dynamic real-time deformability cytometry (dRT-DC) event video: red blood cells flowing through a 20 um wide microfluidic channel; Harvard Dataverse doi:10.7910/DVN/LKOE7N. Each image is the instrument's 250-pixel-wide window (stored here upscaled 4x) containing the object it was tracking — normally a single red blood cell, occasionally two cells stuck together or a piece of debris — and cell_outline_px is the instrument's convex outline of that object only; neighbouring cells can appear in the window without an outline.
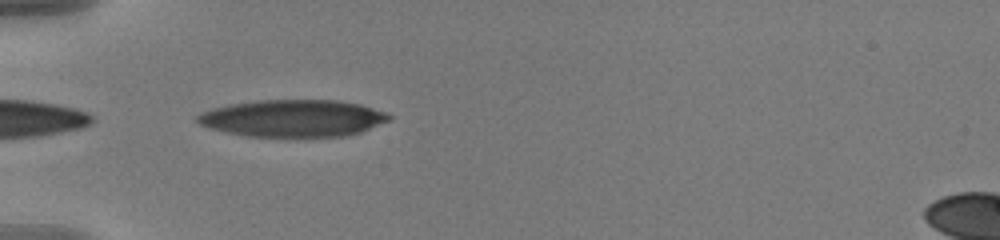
{"species": "human", "species_latin": "Homo sapiens", "temperature_condition": "warm", "stored_images_in_passage": 38, "camera_frame_rate_fps": 3000, "um_per_image_px": 0.085, "donor": {"sex": "male"}, "frame": {"image": 1, "passage_image": 1, "time_ms": 0.0, "image_size_px": [1000, 240], "cell_outline_px": [[392, 116], [388, 120], [360, 132], [344, 136], [248, 136], [224, 132], [208, 128], [200, 124], [196, 120], [196, 116], [212, 108], [232, 104], [256, 100], [336, 100], [360, 104], [384, 112]], "centroid_in_image_um": [24.86, 10.04], "position_along_channel_um": 60.1, "area_um2": 41.04}}
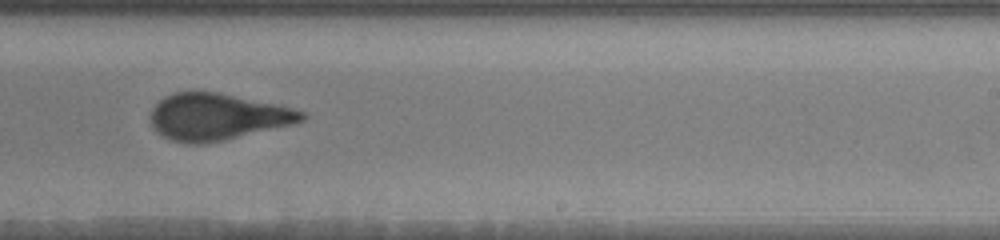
{"frame": {"image": 2, "passage_image": 19, "time_ms": 6.0, "image_size_px": [1000, 240], "cell_outline_px": [[304, 120], [288, 124], [220, 140], [200, 144], [192, 144], [172, 140], [156, 132], [152, 128], [152, 108], [164, 96], [172, 92], [216, 92], [292, 108], [304, 112]], "centroid_in_image_um": [18.37, 9.91], "position_along_channel_um": 270.6, "area_um2": 39.82}}
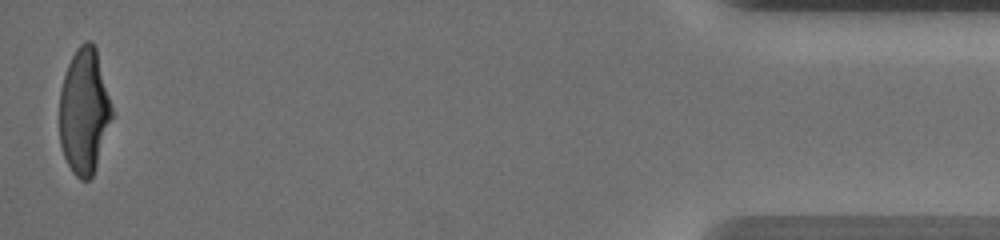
{"frame": {"image": 3, "passage_image": 38, "time_ms": 12.333, "image_size_px": [1000, 240], "cell_outline_px": [[112, 116], [92, 176], [88, 180], [80, 180], [72, 172], [64, 156], [60, 144], [60, 92], [64, 76], [68, 64], [76, 48], [84, 40], [92, 40], [96, 48], [112, 108]], "centroid_in_image_um": [7.13, 9.42], "position_along_channel_um": 428.1, "area_um2": 37.8}, "authors_computed_cell_mechanics": {"area_um2": 41.1247, "velocity_mm_per_s": 3.6538, "shape_relaxation_time_tau1_ms": 5.2354, "shape_relaxation_time_tau2_ms": 1.1967, "deformation_change_tau1": 0.2283, "deformation_change_tau2": 0.0922}}